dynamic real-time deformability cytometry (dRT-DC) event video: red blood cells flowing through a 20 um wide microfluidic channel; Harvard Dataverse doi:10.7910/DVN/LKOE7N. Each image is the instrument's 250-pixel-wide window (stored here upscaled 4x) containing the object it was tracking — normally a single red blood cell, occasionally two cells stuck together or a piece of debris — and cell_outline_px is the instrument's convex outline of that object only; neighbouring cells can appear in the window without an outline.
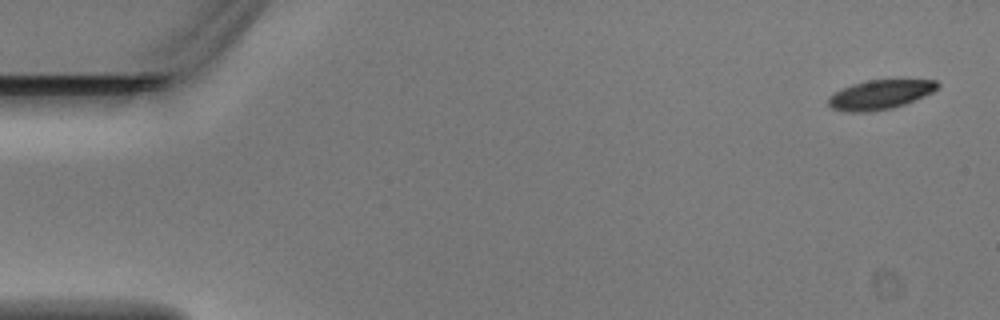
{"species": "Egyptian fruit bat (a non-hibernating species)", "species_latin": "Rousettus aegyptiacus", "temperature_condition": "warm", "stored_images_in_passage": 4, "camera_frame_rate_fps": 3000, "um_per_image_px": 0.085, "animal": {"sex": "male"}, "frame": {"image": 1, "passage_image": 1, "time_ms": 0.0, "image_size_px": [1000, 320], "cell_outline_px": [[940, 84], [932, 92], [924, 96], [904, 104], [892, 108], [872, 112], [844, 112], [832, 108], [828, 104], [828, 96], [852, 84], [868, 80], [936, 80]], "centroid_in_image_um": [74.78, 8.05], "position_along_channel_um": 10.2, "area_um2": 18.55}}
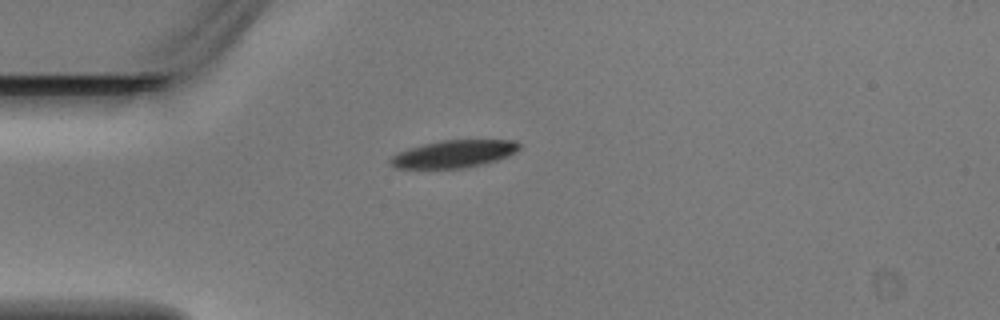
{"frame": {"image": 2, "passage_image": 4, "time_ms": 1.0, "image_size_px": [1000, 320], "cell_outline_px": [[520, 148], [516, 152], [508, 156], [496, 160], [464, 168], [396, 168], [388, 160], [392, 156], [408, 148], [424, 144], [444, 140], [516, 140], [520, 144]], "centroid_in_image_um": [38.6, 13.07], "position_along_channel_um": 46.4, "area_um2": 20.4}}